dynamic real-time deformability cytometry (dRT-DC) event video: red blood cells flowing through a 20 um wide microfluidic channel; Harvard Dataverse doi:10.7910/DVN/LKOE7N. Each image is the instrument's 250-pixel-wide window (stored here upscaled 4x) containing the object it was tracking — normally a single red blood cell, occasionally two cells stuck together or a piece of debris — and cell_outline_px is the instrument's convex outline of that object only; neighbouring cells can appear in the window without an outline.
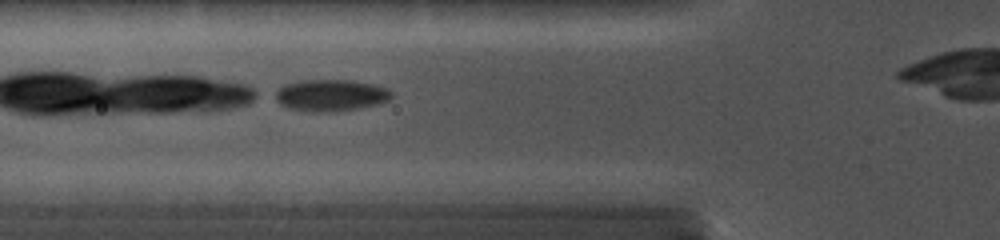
{"species": "common noctule bat (a hibernating species)", "species_latin": "Nyctalus noctula", "temperature_condition": "cold", "stored_images_in_passage": 8, "camera_frame_rate_fps": 5000, "um_per_image_px": 0.085, "animal": {"sex": "female", "body_mass_g": 19.0, "forearm_length_mm": 56.7}, "frame": {"image": 1, "passage_image": 6, "time_ms": 0.8, "image_size_px": [1000, 240], "cell_outline_px": [[392, 96], [388, 100], [356, 108], [292, 108], [280, 104], [268, 96], [272, 92], [284, 84], [296, 80], [352, 80], [372, 84], [388, 88], [392, 92]], "centroid_in_image_um": [28.02, 8.0], "position_along_channel_um": 97.8, "area_um2": 20.46}}